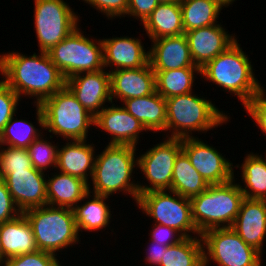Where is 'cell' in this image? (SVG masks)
<instances>
[{"label":"cell","instance_id":"obj_20","mask_svg":"<svg viewBox=\"0 0 266 266\" xmlns=\"http://www.w3.org/2000/svg\"><path fill=\"white\" fill-rule=\"evenodd\" d=\"M104 67L111 70L141 68L149 62V51L146 52L141 39L132 37H112L102 39ZM115 67L113 69V67ZM112 67V68H111Z\"/></svg>","mask_w":266,"mask_h":266},{"label":"cell","instance_id":"obj_45","mask_svg":"<svg viewBox=\"0 0 266 266\" xmlns=\"http://www.w3.org/2000/svg\"><path fill=\"white\" fill-rule=\"evenodd\" d=\"M160 3L162 2H177L180 3L182 0H158Z\"/></svg>","mask_w":266,"mask_h":266},{"label":"cell","instance_id":"obj_38","mask_svg":"<svg viewBox=\"0 0 266 266\" xmlns=\"http://www.w3.org/2000/svg\"><path fill=\"white\" fill-rule=\"evenodd\" d=\"M266 90L263 87L245 106L246 112L266 136Z\"/></svg>","mask_w":266,"mask_h":266},{"label":"cell","instance_id":"obj_28","mask_svg":"<svg viewBox=\"0 0 266 266\" xmlns=\"http://www.w3.org/2000/svg\"><path fill=\"white\" fill-rule=\"evenodd\" d=\"M208 187L209 184L191 165L187 155L181 151L174 162L171 190L190 199L201 194Z\"/></svg>","mask_w":266,"mask_h":266},{"label":"cell","instance_id":"obj_31","mask_svg":"<svg viewBox=\"0 0 266 266\" xmlns=\"http://www.w3.org/2000/svg\"><path fill=\"white\" fill-rule=\"evenodd\" d=\"M240 168L244 185L239 186L244 197L266 200V161L262 155L247 154Z\"/></svg>","mask_w":266,"mask_h":266},{"label":"cell","instance_id":"obj_24","mask_svg":"<svg viewBox=\"0 0 266 266\" xmlns=\"http://www.w3.org/2000/svg\"><path fill=\"white\" fill-rule=\"evenodd\" d=\"M2 263L13 256L37 251L31 225L21 213L13 220L0 224Z\"/></svg>","mask_w":266,"mask_h":266},{"label":"cell","instance_id":"obj_21","mask_svg":"<svg viewBox=\"0 0 266 266\" xmlns=\"http://www.w3.org/2000/svg\"><path fill=\"white\" fill-rule=\"evenodd\" d=\"M149 63L153 71L195 66L185 34L151 40Z\"/></svg>","mask_w":266,"mask_h":266},{"label":"cell","instance_id":"obj_11","mask_svg":"<svg viewBox=\"0 0 266 266\" xmlns=\"http://www.w3.org/2000/svg\"><path fill=\"white\" fill-rule=\"evenodd\" d=\"M34 25L40 52H49L78 27L80 20L64 0H34Z\"/></svg>","mask_w":266,"mask_h":266},{"label":"cell","instance_id":"obj_42","mask_svg":"<svg viewBox=\"0 0 266 266\" xmlns=\"http://www.w3.org/2000/svg\"><path fill=\"white\" fill-rule=\"evenodd\" d=\"M158 0H129L127 15L141 21V24L155 10Z\"/></svg>","mask_w":266,"mask_h":266},{"label":"cell","instance_id":"obj_4","mask_svg":"<svg viewBox=\"0 0 266 266\" xmlns=\"http://www.w3.org/2000/svg\"><path fill=\"white\" fill-rule=\"evenodd\" d=\"M236 40L225 51L201 68V78L239 97L245 106L262 88L255 78L251 60Z\"/></svg>","mask_w":266,"mask_h":266},{"label":"cell","instance_id":"obj_16","mask_svg":"<svg viewBox=\"0 0 266 266\" xmlns=\"http://www.w3.org/2000/svg\"><path fill=\"white\" fill-rule=\"evenodd\" d=\"M225 30L218 23L184 33L195 66L203 68L237 40Z\"/></svg>","mask_w":266,"mask_h":266},{"label":"cell","instance_id":"obj_2","mask_svg":"<svg viewBox=\"0 0 266 266\" xmlns=\"http://www.w3.org/2000/svg\"><path fill=\"white\" fill-rule=\"evenodd\" d=\"M34 106L41 129H47L64 140H86L89 128L95 124V117L78 102L66 85Z\"/></svg>","mask_w":266,"mask_h":266},{"label":"cell","instance_id":"obj_46","mask_svg":"<svg viewBox=\"0 0 266 266\" xmlns=\"http://www.w3.org/2000/svg\"><path fill=\"white\" fill-rule=\"evenodd\" d=\"M0 266H2V244L0 240Z\"/></svg>","mask_w":266,"mask_h":266},{"label":"cell","instance_id":"obj_29","mask_svg":"<svg viewBox=\"0 0 266 266\" xmlns=\"http://www.w3.org/2000/svg\"><path fill=\"white\" fill-rule=\"evenodd\" d=\"M156 92L167 99L176 95H185L192 92L194 73L201 74L199 67H185L167 71H154Z\"/></svg>","mask_w":266,"mask_h":266},{"label":"cell","instance_id":"obj_12","mask_svg":"<svg viewBox=\"0 0 266 266\" xmlns=\"http://www.w3.org/2000/svg\"><path fill=\"white\" fill-rule=\"evenodd\" d=\"M165 141L153 145L144 154L137 156L138 168L150 185L140 184L139 195L156 190H171L174 162L182 151L181 139L167 137Z\"/></svg>","mask_w":266,"mask_h":266},{"label":"cell","instance_id":"obj_39","mask_svg":"<svg viewBox=\"0 0 266 266\" xmlns=\"http://www.w3.org/2000/svg\"><path fill=\"white\" fill-rule=\"evenodd\" d=\"M93 8L106 15L108 19L125 17L128 10L129 0H83Z\"/></svg>","mask_w":266,"mask_h":266},{"label":"cell","instance_id":"obj_25","mask_svg":"<svg viewBox=\"0 0 266 266\" xmlns=\"http://www.w3.org/2000/svg\"><path fill=\"white\" fill-rule=\"evenodd\" d=\"M122 103L123 107L139 120L147 131H154V133L166 131V99L156 91L145 97L126 99Z\"/></svg>","mask_w":266,"mask_h":266},{"label":"cell","instance_id":"obj_6","mask_svg":"<svg viewBox=\"0 0 266 266\" xmlns=\"http://www.w3.org/2000/svg\"><path fill=\"white\" fill-rule=\"evenodd\" d=\"M235 177L223 184L209 185L190 198L193 222L199 234L214 228H231L244 200Z\"/></svg>","mask_w":266,"mask_h":266},{"label":"cell","instance_id":"obj_19","mask_svg":"<svg viewBox=\"0 0 266 266\" xmlns=\"http://www.w3.org/2000/svg\"><path fill=\"white\" fill-rule=\"evenodd\" d=\"M240 238L262 254L266 237V200L244 198L231 226Z\"/></svg>","mask_w":266,"mask_h":266},{"label":"cell","instance_id":"obj_27","mask_svg":"<svg viewBox=\"0 0 266 266\" xmlns=\"http://www.w3.org/2000/svg\"><path fill=\"white\" fill-rule=\"evenodd\" d=\"M90 194V192L86 194L88 201L83 204L78 203L73 208L78 232H82V230L88 232L99 231V229L102 230L103 228L106 230L105 227L111 222L110 207L105 202L109 197L96 194L92 196ZM90 197L93 199L91 200Z\"/></svg>","mask_w":266,"mask_h":266},{"label":"cell","instance_id":"obj_8","mask_svg":"<svg viewBox=\"0 0 266 266\" xmlns=\"http://www.w3.org/2000/svg\"><path fill=\"white\" fill-rule=\"evenodd\" d=\"M47 53L65 79L105 68L102 40L84 36L79 26Z\"/></svg>","mask_w":266,"mask_h":266},{"label":"cell","instance_id":"obj_14","mask_svg":"<svg viewBox=\"0 0 266 266\" xmlns=\"http://www.w3.org/2000/svg\"><path fill=\"white\" fill-rule=\"evenodd\" d=\"M66 86L78 102L94 117L106 106V102L112 104L110 73L106 69L75 74L66 79Z\"/></svg>","mask_w":266,"mask_h":266},{"label":"cell","instance_id":"obj_22","mask_svg":"<svg viewBox=\"0 0 266 266\" xmlns=\"http://www.w3.org/2000/svg\"><path fill=\"white\" fill-rule=\"evenodd\" d=\"M95 146L87 140H73L58 148L56 168L60 172L84 180L90 188L95 163ZM89 175V176H88Z\"/></svg>","mask_w":266,"mask_h":266},{"label":"cell","instance_id":"obj_30","mask_svg":"<svg viewBox=\"0 0 266 266\" xmlns=\"http://www.w3.org/2000/svg\"><path fill=\"white\" fill-rule=\"evenodd\" d=\"M184 33L218 24L222 5L215 0H182L180 2Z\"/></svg>","mask_w":266,"mask_h":266},{"label":"cell","instance_id":"obj_23","mask_svg":"<svg viewBox=\"0 0 266 266\" xmlns=\"http://www.w3.org/2000/svg\"><path fill=\"white\" fill-rule=\"evenodd\" d=\"M57 173L46 179L47 205L73 209L79 202H84L89 192L88 184L78 177Z\"/></svg>","mask_w":266,"mask_h":266},{"label":"cell","instance_id":"obj_34","mask_svg":"<svg viewBox=\"0 0 266 266\" xmlns=\"http://www.w3.org/2000/svg\"><path fill=\"white\" fill-rule=\"evenodd\" d=\"M5 147L0 145V178L4 179L13 171L34 168L27 149L7 145Z\"/></svg>","mask_w":266,"mask_h":266},{"label":"cell","instance_id":"obj_17","mask_svg":"<svg viewBox=\"0 0 266 266\" xmlns=\"http://www.w3.org/2000/svg\"><path fill=\"white\" fill-rule=\"evenodd\" d=\"M95 127L111 135L109 144L131 145L136 147L141 132L146 131L143 124L133 117L123 106L104 107L95 116Z\"/></svg>","mask_w":266,"mask_h":266},{"label":"cell","instance_id":"obj_41","mask_svg":"<svg viewBox=\"0 0 266 266\" xmlns=\"http://www.w3.org/2000/svg\"><path fill=\"white\" fill-rule=\"evenodd\" d=\"M150 240L163 246H171L179 243L185 237L177 230L168 226L154 224L152 231H150Z\"/></svg>","mask_w":266,"mask_h":266},{"label":"cell","instance_id":"obj_5","mask_svg":"<svg viewBox=\"0 0 266 266\" xmlns=\"http://www.w3.org/2000/svg\"><path fill=\"white\" fill-rule=\"evenodd\" d=\"M193 93L166 99V131L172 132L171 135L167 134V138H192V131L205 133L228 122L230 116L220 111L211 101Z\"/></svg>","mask_w":266,"mask_h":266},{"label":"cell","instance_id":"obj_43","mask_svg":"<svg viewBox=\"0 0 266 266\" xmlns=\"http://www.w3.org/2000/svg\"><path fill=\"white\" fill-rule=\"evenodd\" d=\"M151 241V243H149L150 245L147 246L149 247L148 248V252H146V264L148 262V264L151 266V265H155V266H160V263H161V259H163V255H164V252L166 251L167 247L168 246H163V245H160L158 243H155L154 241L152 240H149Z\"/></svg>","mask_w":266,"mask_h":266},{"label":"cell","instance_id":"obj_15","mask_svg":"<svg viewBox=\"0 0 266 266\" xmlns=\"http://www.w3.org/2000/svg\"><path fill=\"white\" fill-rule=\"evenodd\" d=\"M45 175V172L32 168L13 171L4 178L8 191L21 212L47 205Z\"/></svg>","mask_w":266,"mask_h":266},{"label":"cell","instance_id":"obj_18","mask_svg":"<svg viewBox=\"0 0 266 266\" xmlns=\"http://www.w3.org/2000/svg\"><path fill=\"white\" fill-rule=\"evenodd\" d=\"M110 73V95L114 100L148 96L156 91L155 73L148 62L141 68L119 69Z\"/></svg>","mask_w":266,"mask_h":266},{"label":"cell","instance_id":"obj_33","mask_svg":"<svg viewBox=\"0 0 266 266\" xmlns=\"http://www.w3.org/2000/svg\"><path fill=\"white\" fill-rule=\"evenodd\" d=\"M41 131V129L34 127L33 123L27 120L14 119L13 116L0 134V145L27 149L42 135Z\"/></svg>","mask_w":266,"mask_h":266},{"label":"cell","instance_id":"obj_13","mask_svg":"<svg viewBox=\"0 0 266 266\" xmlns=\"http://www.w3.org/2000/svg\"><path fill=\"white\" fill-rule=\"evenodd\" d=\"M181 142L182 151L191 165L209 185L227 183L234 178L233 163L225 159L215 147L198 137L183 138Z\"/></svg>","mask_w":266,"mask_h":266},{"label":"cell","instance_id":"obj_36","mask_svg":"<svg viewBox=\"0 0 266 266\" xmlns=\"http://www.w3.org/2000/svg\"><path fill=\"white\" fill-rule=\"evenodd\" d=\"M56 256L37 250L35 252L10 257L2 263V266H62Z\"/></svg>","mask_w":266,"mask_h":266},{"label":"cell","instance_id":"obj_9","mask_svg":"<svg viewBox=\"0 0 266 266\" xmlns=\"http://www.w3.org/2000/svg\"><path fill=\"white\" fill-rule=\"evenodd\" d=\"M136 204L154 223L173 228L184 237H192L191 232L201 237L193 222L189 198L172 190H156L140 194Z\"/></svg>","mask_w":266,"mask_h":266},{"label":"cell","instance_id":"obj_10","mask_svg":"<svg viewBox=\"0 0 266 266\" xmlns=\"http://www.w3.org/2000/svg\"><path fill=\"white\" fill-rule=\"evenodd\" d=\"M204 266H262V254L246 244L231 228H214L201 234ZM207 252V253H206Z\"/></svg>","mask_w":266,"mask_h":266},{"label":"cell","instance_id":"obj_1","mask_svg":"<svg viewBox=\"0 0 266 266\" xmlns=\"http://www.w3.org/2000/svg\"><path fill=\"white\" fill-rule=\"evenodd\" d=\"M2 80L21 98L36 97L34 104L40 105L66 85V79L48 53L25 54L10 52L0 54Z\"/></svg>","mask_w":266,"mask_h":266},{"label":"cell","instance_id":"obj_32","mask_svg":"<svg viewBox=\"0 0 266 266\" xmlns=\"http://www.w3.org/2000/svg\"><path fill=\"white\" fill-rule=\"evenodd\" d=\"M203 253L201 237H185L167 247L160 266H204Z\"/></svg>","mask_w":266,"mask_h":266},{"label":"cell","instance_id":"obj_7","mask_svg":"<svg viewBox=\"0 0 266 266\" xmlns=\"http://www.w3.org/2000/svg\"><path fill=\"white\" fill-rule=\"evenodd\" d=\"M22 213L31 225L38 250L57 255L80 241L73 209L44 205Z\"/></svg>","mask_w":266,"mask_h":266},{"label":"cell","instance_id":"obj_26","mask_svg":"<svg viewBox=\"0 0 266 266\" xmlns=\"http://www.w3.org/2000/svg\"><path fill=\"white\" fill-rule=\"evenodd\" d=\"M150 40L184 34L180 3L162 2L143 22Z\"/></svg>","mask_w":266,"mask_h":266},{"label":"cell","instance_id":"obj_44","mask_svg":"<svg viewBox=\"0 0 266 266\" xmlns=\"http://www.w3.org/2000/svg\"><path fill=\"white\" fill-rule=\"evenodd\" d=\"M215 1L221 4L224 8V6L228 7L229 5H231L235 0H215Z\"/></svg>","mask_w":266,"mask_h":266},{"label":"cell","instance_id":"obj_37","mask_svg":"<svg viewBox=\"0 0 266 266\" xmlns=\"http://www.w3.org/2000/svg\"><path fill=\"white\" fill-rule=\"evenodd\" d=\"M18 94L3 80L0 81V134L5 125L17 113V106L21 101Z\"/></svg>","mask_w":266,"mask_h":266},{"label":"cell","instance_id":"obj_3","mask_svg":"<svg viewBox=\"0 0 266 266\" xmlns=\"http://www.w3.org/2000/svg\"><path fill=\"white\" fill-rule=\"evenodd\" d=\"M136 147L131 145L108 144L95 157L92 186L90 193L102 196H111L122 192L129 194L137 203L139 198L138 184L132 181L133 170L138 168V159L135 157ZM136 159V160H135Z\"/></svg>","mask_w":266,"mask_h":266},{"label":"cell","instance_id":"obj_35","mask_svg":"<svg viewBox=\"0 0 266 266\" xmlns=\"http://www.w3.org/2000/svg\"><path fill=\"white\" fill-rule=\"evenodd\" d=\"M42 136L37 138L27 150L33 167L42 172H46L51 166L54 169L56 168L59 146L52 144L51 141L44 140Z\"/></svg>","mask_w":266,"mask_h":266},{"label":"cell","instance_id":"obj_40","mask_svg":"<svg viewBox=\"0 0 266 266\" xmlns=\"http://www.w3.org/2000/svg\"><path fill=\"white\" fill-rule=\"evenodd\" d=\"M3 178H0V224L13 220L21 214Z\"/></svg>","mask_w":266,"mask_h":266}]
</instances>
